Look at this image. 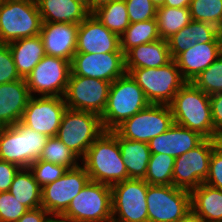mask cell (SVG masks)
<instances>
[{"label": "cell", "instance_id": "1", "mask_svg": "<svg viewBox=\"0 0 222 222\" xmlns=\"http://www.w3.org/2000/svg\"><path fill=\"white\" fill-rule=\"evenodd\" d=\"M82 160L91 181L113 186L128 179L115 130L104 131Z\"/></svg>", "mask_w": 222, "mask_h": 222}, {"label": "cell", "instance_id": "2", "mask_svg": "<svg viewBox=\"0 0 222 222\" xmlns=\"http://www.w3.org/2000/svg\"><path fill=\"white\" fill-rule=\"evenodd\" d=\"M174 123L213 139V120L210 96L187 82L169 104Z\"/></svg>", "mask_w": 222, "mask_h": 222}, {"label": "cell", "instance_id": "3", "mask_svg": "<svg viewBox=\"0 0 222 222\" xmlns=\"http://www.w3.org/2000/svg\"><path fill=\"white\" fill-rule=\"evenodd\" d=\"M143 90L129 73L111 83L107 104L101 115L105 131H112L149 105Z\"/></svg>", "mask_w": 222, "mask_h": 222}, {"label": "cell", "instance_id": "4", "mask_svg": "<svg viewBox=\"0 0 222 222\" xmlns=\"http://www.w3.org/2000/svg\"><path fill=\"white\" fill-rule=\"evenodd\" d=\"M48 138L21 122L0 127V159L20 168H29L34 161L40 159Z\"/></svg>", "mask_w": 222, "mask_h": 222}, {"label": "cell", "instance_id": "5", "mask_svg": "<svg viewBox=\"0 0 222 222\" xmlns=\"http://www.w3.org/2000/svg\"><path fill=\"white\" fill-rule=\"evenodd\" d=\"M42 23L36 0H6L0 6V43L37 36Z\"/></svg>", "mask_w": 222, "mask_h": 222}, {"label": "cell", "instance_id": "6", "mask_svg": "<svg viewBox=\"0 0 222 222\" xmlns=\"http://www.w3.org/2000/svg\"><path fill=\"white\" fill-rule=\"evenodd\" d=\"M129 74L143 90L150 104L169 105L187 83L174 59L158 68H135Z\"/></svg>", "mask_w": 222, "mask_h": 222}, {"label": "cell", "instance_id": "7", "mask_svg": "<svg viewBox=\"0 0 222 222\" xmlns=\"http://www.w3.org/2000/svg\"><path fill=\"white\" fill-rule=\"evenodd\" d=\"M104 131L100 115L67 108L56 137L83 159L88 148Z\"/></svg>", "mask_w": 222, "mask_h": 222}, {"label": "cell", "instance_id": "8", "mask_svg": "<svg viewBox=\"0 0 222 222\" xmlns=\"http://www.w3.org/2000/svg\"><path fill=\"white\" fill-rule=\"evenodd\" d=\"M62 216L73 222H105L112 219L111 186L90 180Z\"/></svg>", "mask_w": 222, "mask_h": 222}, {"label": "cell", "instance_id": "9", "mask_svg": "<svg viewBox=\"0 0 222 222\" xmlns=\"http://www.w3.org/2000/svg\"><path fill=\"white\" fill-rule=\"evenodd\" d=\"M174 124L169 105L149 104L114 130L123 138L148 143Z\"/></svg>", "mask_w": 222, "mask_h": 222}, {"label": "cell", "instance_id": "10", "mask_svg": "<svg viewBox=\"0 0 222 222\" xmlns=\"http://www.w3.org/2000/svg\"><path fill=\"white\" fill-rule=\"evenodd\" d=\"M148 222H177L191 210L190 191L174 185H150L147 190Z\"/></svg>", "mask_w": 222, "mask_h": 222}, {"label": "cell", "instance_id": "11", "mask_svg": "<svg viewBox=\"0 0 222 222\" xmlns=\"http://www.w3.org/2000/svg\"><path fill=\"white\" fill-rule=\"evenodd\" d=\"M147 190L148 183L144 179H127L111 186L112 219L118 222H148Z\"/></svg>", "mask_w": 222, "mask_h": 222}, {"label": "cell", "instance_id": "12", "mask_svg": "<svg viewBox=\"0 0 222 222\" xmlns=\"http://www.w3.org/2000/svg\"><path fill=\"white\" fill-rule=\"evenodd\" d=\"M219 143L217 139H205L194 149L175 158L173 185L191 192L204 183L212 151Z\"/></svg>", "mask_w": 222, "mask_h": 222}, {"label": "cell", "instance_id": "13", "mask_svg": "<svg viewBox=\"0 0 222 222\" xmlns=\"http://www.w3.org/2000/svg\"><path fill=\"white\" fill-rule=\"evenodd\" d=\"M71 73L70 61L45 55L25 79L31 96L64 97Z\"/></svg>", "mask_w": 222, "mask_h": 222}, {"label": "cell", "instance_id": "14", "mask_svg": "<svg viewBox=\"0 0 222 222\" xmlns=\"http://www.w3.org/2000/svg\"><path fill=\"white\" fill-rule=\"evenodd\" d=\"M111 82L70 74L64 100L67 108L102 115Z\"/></svg>", "mask_w": 222, "mask_h": 222}, {"label": "cell", "instance_id": "15", "mask_svg": "<svg viewBox=\"0 0 222 222\" xmlns=\"http://www.w3.org/2000/svg\"><path fill=\"white\" fill-rule=\"evenodd\" d=\"M89 181L90 177L84 166L79 164L68 169L62 177L42 188L41 207L51 215H62Z\"/></svg>", "mask_w": 222, "mask_h": 222}, {"label": "cell", "instance_id": "16", "mask_svg": "<svg viewBox=\"0 0 222 222\" xmlns=\"http://www.w3.org/2000/svg\"><path fill=\"white\" fill-rule=\"evenodd\" d=\"M67 109L64 97L31 96L24 110L21 123L29 129L48 137L57 135L63 113Z\"/></svg>", "mask_w": 222, "mask_h": 222}, {"label": "cell", "instance_id": "17", "mask_svg": "<svg viewBox=\"0 0 222 222\" xmlns=\"http://www.w3.org/2000/svg\"><path fill=\"white\" fill-rule=\"evenodd\" d=\"M70 66V74L111 83L126 73L124 53H75Z\"/></svg>", "mask_w": 222, "mask_h": 222}, {"label": "cell", "instance_id": "18", "mask_svg": "<svg viewBox=\"0 0 222 222\" xmlns=\"http://www.w3.org/2000/svg\"><path fill=\"white\" fill-rule=\"evenodd\" d=\"M76 53H123L120 48V36L108 30L91 13L79 23Z\"/></svg>", "mask_w": 222, "mask_h": 222}, {"label": "cell", "instance_id": "19", "mask_svg": "<svg viewBox=\"0 0 222 222\" xmlns=\"http://www.w3.org/2000/svg\"><path fill=\"white\" fill-rule=\"evenodd\" d=\"M79 24L43 22L40 37L45 55H50L71 62L77 48Z\"/></svg>", "mask_w": 222, "mask_h": 222}, {"label": "cell", "instance_id": "20", "mask_svg": "<svg viewBox=\"0 0 222 222\" xmlns=\"http://www.w3.org/2000/svg\"><path fill=\"white\" fill-rule=\"evenodd\" d=\"M206 138L196 131L174 123L166 132L148 142L151 154H166L174 158L200 145Z\"/></svg>", "mask_w": 222, "mask_h": 222}, {"label": "cell", "instance_id": "21", "mask_svg": "<svg viewBox=\"0 0 222 222\" xmlns=\"http://www.w3.org/2000/svg\"><path fill=\"white\" fill-rule=\"evenodd\" d=\"M222 54V42L196 43L174 60L187 82H192Z\"/></svg>", "mask_w": 222, "mask_h": 222}, {"label": "cell", "instance_id": "22", "mask_svg": "<svg viewBox=\"0 0 222 222\" xmlns=\"http://www.w3.org/2000/svg\"><path fill=\"white\" fill-rule=\"evenodd\" d=\"M31 95L25 79L0 84V127L21 122Z\"/></svg>", "mask_w": 222, "mask_h": 222}, {"label": "cell", "instance_id": "23", "mask_svg": "<svg viewBox=\"0 0 222 222\" xmlns=\"http://www.w3.org/2000/svg\"><path fill=\"white\" fill-rule=\"evenodd\" d=\"M172 60L167 40L160 39L133 47L125 54V69L158 68Z\"/></svg>", "mask_w": 222, "mask_h": 222}, {"label": "cell", "instance_id": "24", "mask_svg": "<svg viewBox=\"0 0 222 222\" xmlns=\"http://www.w3.org/2000/svg\"><path fill=\"white\" fill-rule=\"evenodd\" d=\"M42 22L79 24L91 13L76 0H36Z\"/></svg>", "mask_w": 222, "mask_h": 222}, {"label": "cell", "instance_id": "25", "mask_svg": "<svg viewBox=\"0 0 222 222\" xmlns=\"http://www.w3.org/2000/svg\"><path fill=\"white\" fill-rule=\"evenodd\" d=\"M16 66L17 73L23 79L31 73L34 67L45 56L40 35L22 38L8 43Z\"/></svg>", "mask_w": 222, "mask_h": 222}, {"label": "cell", "instance_id": "26", "mask_svg": "<svg viewBox=\"0 0 222 222\" xmlns=\"http://www.w3.org/2000/svg\"><path fill=\"white\" fill-rule=\"evenodd\" d=\"M191 209L206 222H222V190L202 183L191 192Z\"/></svg>", "mask_w": 222, "mask_h": 222}, {"label": "cell", "instance_id": "27", "mask_svg": "<svg viewBox=\"0 0 222 222\" xmlns=\"http://www.w3.org/2000/svg\"><path fill=\"white\" fill-rule=\"evenodd\" d=\"M118 145L128 179H144L151 155L148 143L129 140L118 134Z\"/></svg>", "mask_w": 222, "mask_h": 222}, {"label": "cell", "instance_id": "28", "mask_svg": "<svg viewBox=\"0 0 222 222\" xmlns=\"http://www.w3.org/2000/svg\"><path fill=\"white\" fill-rule=\"evenodd\" d=\"M9 192L29 210L41 207L42 187L29 168L19 169L13 178Z\"/></svg>", "mask_w": 222, "mask_h": 222}, {"label": "cell", "instance_id": "29", "mask_svg": "<svg viewBox=\"0 0 222 222\" xmlns=\"http://www.w3.org/2000/svg\"><path fill=\"white\" fill-rule=\"evenodd\" d=\"M160 39L156 18L134 22L120 36V48L126 54L133 47Z\"/></svg>", "mask_w": 222, "mask_h": 222}, {"label": "cell", "instance_id": "30", "mask_svg": "<svg viewBox=\"0 0 222 222\" xmlns=\"http://www.w3.org/2000/svg\"><path fill=\"white\" fill-rule=\"evenodd\" d=\"M158 32L161 39L167 40L191 21L189 8L160 6L156 10Z\"/></svg>", "mask_w": 222, "mask_h": 222}, {"label": "cell", "instance_id": "31", "mask_svg": "<svg viewBox=\"0 0 222 222\" xmlns=\"http://www.w3.org/2000/svg\"><path fill=\"white\" fill-rule=\"evenodd\" d=\"M93 14L108 30L119 36L130 25L125 0H113L96 9Z\"/></svg>", "mask_w": 222, "mask_h": 222}, {"label": "cell", "instance_id": "32", "mask_svg": "<svg viewBox=\"0 0 222 222\" xmlns=\"http://www.w3.org/2000/svg\"><path fill=\"white\" fill-rule=\"evenodd\" d=\"M175 158L166 154H151L144 180L150 185H173Z\"/></svg>", "mask_w": 222, "mask_h": 222}, {"label": "cell", "instance_id": "33", "mask_svg": "<svg viewBox=\"0 0 222 222\" xmlns=\"http://www.w3.org/2000/svg\"><path fill=\"white\" fill-rule=\"evenodd\" d=\"M77 159L79 157L56 136L48 138L40 156V160L63 165L68 169L79 166Z\"/></svg>", "mask_w": 222, "mask_h": 222}, {"label": "cell", "instance_id": "34", "mask_svg": "<svg viewBox=\"0 0 222 222\" xmlns=\"http://www.w3.org/2000/svg\"><path fill=\"white\" fill-rule=\"evenodd\" d=\"M189 10L192 20L208 22L216 27L222 21V0H192Z\"/></svg>", "mask_w": 222, "mask_h": 222}, {"label": "cell", "instance_id": "35", "mask_svg": "<svg viewBox=\"0 0 222 222\" xmlns=\"http://www.w3.org/2000/svg\"><path fill=\"white\" fill-rule=\"evenodd\" d=\"M192 83L209 96L222 92V54Z\"/></svg>", "mask_w": 222, "mask_h": 222}, {"label": "cell", "instance_id": "36", "mask_svg": "<svg viewBox=\"0 0 222 222\" xmlns=\"http://www.w3.org/2000/svg\"><path fill=\"white\" fill-rule=\"evenodd\" d=\"M29 169L32 171L35 180L42 188L62 177L68 170V168L63 165L50 163L40 159L34 161L29 166Z\"/></svg>", "mask_w": 222, "mask_h": 222}, {"label": "cell", "instance_id": "37", "mask_svg": "<svg viewBox=\"0 0 222 222\" xmlns=\"http://www.w3.org/2000/svg\"><path fill=\"white\" fill-rule=\"evenodd\" d=\"M28 210L9 191L0 192V222H16Z\"/></svg>", "mask_w": 222, "mask_h": 222}, {"label": "cell", "instance_id": "38", "mask_svg": "<svg viewBox=\"0 0 222 222\" xmlns=\"http://www.w3.org/2000/svg\"><path fill=\"white\" fill-rule=\"evenodd\" d=\"M130 23L156 18L157 8L151 0H125Z\"/></svg>", "mask_w": 222, "mask_h": 222}, {"label": "cell", "instance_id": "39", "mask_svg": "<svg viewBox=\"0 0 222 222\" xmlns=\"http://www.w3.org/2000/svg\"><path fill=\"white\" fill-rule=\"evenodd\" d=\"M167 42L172 59H175L180 53L184 52L189 47L194 46L196 42H194L191 22L177 33L173 34L169 39H167Z\"/></svg>", "mask_w": 222, "mask_h": 222}, {"label": "cell", "instance_id": "40", "mask_svg": "<svg viewBox=\"0 0 222 222\" xmlns=\"http://www.w3.org/2000/svg\"><path fill=\"white\" fill-rule=\"evenodd\" d=\"M20 79L9 45L0 43V84Z\"/></svg>", "mask_w": 222, "mask_h": 222}, {"label": "cell", "instance_id": "41", "mask_svg": "<svg viewBox=\"0 0 222 222\" xmlns=\"http://www.w3.org/2000/svg\"><path fill=\"white\" fill-rule=\"evenodd\" d=\"M204 183L222 190V143L212 151L209 172Z\"/></svg>", "mask_w": 222, "mask_h": 222}, {"label": "cell", "instance_id": "42", "mask_svg": "<svg viewBox=\"0 0 222 222\" xmlns=\"http://www.w3.org/2000/svg\"><path fill=\"white\" fill-rule=\"evenodd\" d=\"M191 29L196 43L222 42L218 36V28L211 23L192 20Z\"/></svg>", "mask_w": 222, "mask_h": 222}, {"label": "cell", "instance_id": "43", "mask_svg": "<svg viewBox=\"0 0 222 222\" xmlns=\"http://www.w3.org/2000/svg\"><path fill=\"white\" fill-rule=\"evenodd\" d=\"M210 108L213 120V139H222V92L210 95Z\"/></svg>", "mask_w": 222, "mask_h": 222}, {"label": "cell", "instance_id": "44", "mask_svg": "<svg viewBox=\"0 0 222 222\" xmlns=\"http://www.w3.org/2000/svg\"><path fill=\"white\" fill-rule=\"evenodd\" d=\"M20 167L0 159V192L9 191L15 174Z\"/></svg>", "mask_w": 222, "mask_h": 222}, {"label": "cell", "instance_id": "45", "mask_svg": "<svg viewBox=\"0 0 222 222\" xmlns=\"http://www.w3.org/2000/svg\"><path fill=\"white\" fill-rule=\"evenodd\" d=\"M51 215L43 207L28 210L18 221L16 222H46Z\"/></svg>", "mask_w": 222, "mask_h": 222}, {"label": "cell", "instance_id": "46", "mask_svg": "<svg viewBox=\"0 0 222 222\" xmlns=\"http://www.w3.org/2000/svg\"><path fill=\"white\" fill-rule=\"evenodd\" d=\"M192 0H165L163 6L175 8H189Z\"/></svg>", "mask_w": 222, "mask_h": 222}, {"label": "cell", "instance_id": "47", "mask_svg": "<svg viewBox=\"0 0 222 222\" xmlns=\"http://www.w3.org/2000/svg\"><path fill=\"white\" fill-rule=\"evenodd\" d=\"M177 222H206V221L191 209Z\"/></svg>", "mask_w": 222, "mask_h": 222}, {"label": "cell", "instance_id": "48", "mask_svg": "<svg viewBox=\"0 0 222 222\" xmlns=\"http://www.w3.org/2000/svg\"><path fill=\"white\" fill-rule=\"evenodd\" d=\"M113 0H90V13H93L99 7L112 2Z\"/></svg>", "mask_w": 222, "mask_h": 222}, {"label": "cell", "instance_id": "49", "mask_svg": "<svg viewBox=\"0 0 222 222\" xmlns=\"http://www.w3.org/2000/svg\"><path fill=\"white\" fill-rule=\"evenodd\" d=\"M53 217H49L46 222H73L70 219L65 218L62 215H52Z\"/></svg>", "mask_w": 222, "mask_h": 222}, {"label": "cell", "instance_id": "50", "mask_svg": "<svg viewBox=\"0 0 222 222\" xmlns=\"http://www.w3.org/2000/svg\"><path fill=\"white\" fill-rule=\"evenodd\" d=\"M152 1V3L154 4V6L156 7V8H158V7H160V6H163L164 5V2H165V0H151Z\"/></svg>", "mask_w": 222, "mask_h": 222}, {"label": "cell", "instance_id": "51", "mask_svg": "<svg viewBox=\"0 0 222 222\" xmlns=\"http://www.w3.org/2000/svg\"><path fill=\"white\" fill-rule=\"evenodd\" d=\"M76 1H79L81 2L83 5H85L88 10L90 11V0H76Z\"/></svg>", "mask_w": 222, "mask_h": 222}, {"label": "cell", "instance_id": "52", "mask_svg": "<svg viewBox=\"0 0 222 222\" xmlns=\"http://www.w3.org/2000/svg\"><path fill=\"white\" fill-rule=\"evenodd\" d=\"M217 28H218V36L222 39V21Z\"/></svg>", "mask_w": 222, "mask_h": 222}, {"label": "cell", "instance_id": "53", "mask_svg": "<svg viewBox=\"0 0 222 222\" xmlns=\"http://www.w3.org/2000/svg\"><path fill=\"white\" fill-rule=\"evenodd\" d=\"M105 222H118V221H116V220H114V219H110V220L105 221Z\"/></svg>", "mask_w": 222, "mask_h": 222}, {"label": "cell", "instance_id": "54", "mask_svg": "<svg viewBox=\"0 0 222 222\" xmlns=\"http://www.w3.org/2000/svg\"><path fill=\"white\" fill-rule=\"evenodd\" d=\"M5 2V0H0V6Z\"/></svg>", "mask_w": 222, "mask_h": 222}]
</instances>
